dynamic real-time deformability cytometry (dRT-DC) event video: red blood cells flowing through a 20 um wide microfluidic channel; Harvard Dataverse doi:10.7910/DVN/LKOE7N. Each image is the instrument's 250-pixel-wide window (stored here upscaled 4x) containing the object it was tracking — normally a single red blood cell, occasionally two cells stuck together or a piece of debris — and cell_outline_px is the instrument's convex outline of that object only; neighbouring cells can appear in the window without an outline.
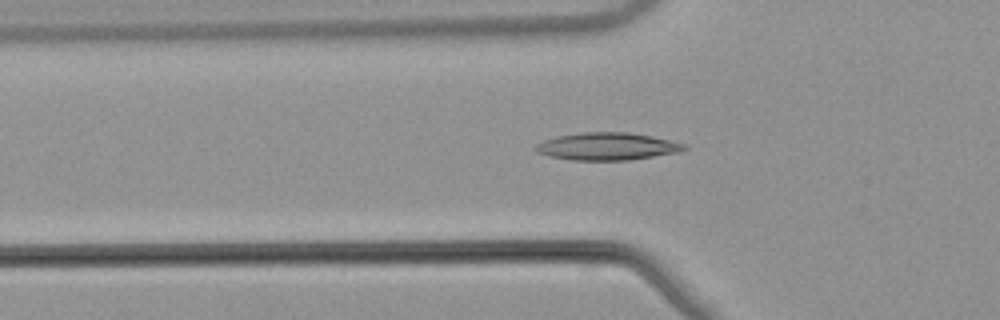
{"species": "common noctule bat (a hibernating species)", "species_latin": "Nyctalus noctula", "temperature_condition": "warm", "stored_images_in_passage": 53, "camera_frame_rate_fps": 3000, "um_per_image_px": 0.085, "animal": {"sex": "male", "body_mass_g": 21.5, "forearm_length_mm": 52.0}, "frame": {"image": 1, "passage_image": 18, "time_ms": 5.667, "image_size_px": [1000, 320], "cell_outline_px": [[688, 148], [680, 152], [628, 160], [572, 160], [552, 156], [536, 152], [532, 148], [536, 144], [544, 140], [556, 136], [584, 132], [628, 132], [652, 136], [688, 144]], "centroid_in_image_um": [51.63, 12.44], "position_along_channel_um": 74.2, "area_um2": 23.87}}
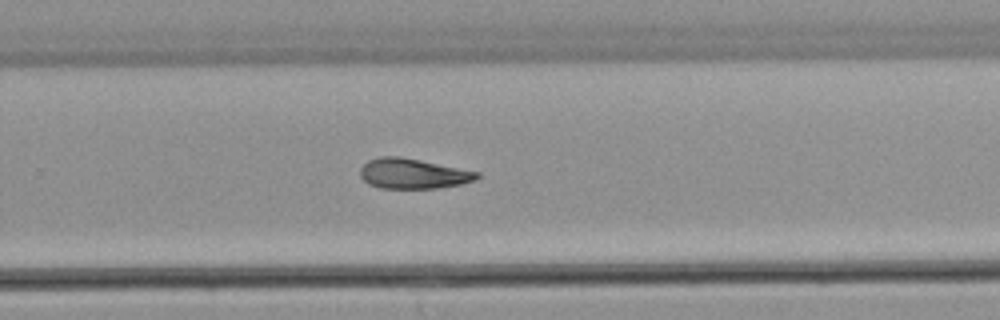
{"frame": {"image": 2, "passage_image": 35, "time_ms": 11.333, "image_size_px": [1000, 320], "cell_outline_px": [[480, 176], [476, 180], [460, 184], [436, 188], [380, 188], [368, 184], [360, 176], [360, 168], [368, 160], [380, 156], [396, 156], [420, 160], [480, 172]], "centroid_in_image_um": [35.09, 14.76], "position_along_channel_um": 294.7, "area_um2": 20.46}}
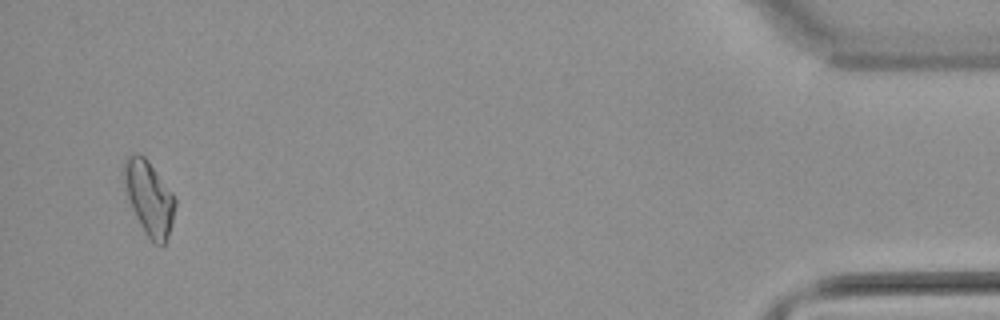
{"frame": {"image": 3, "passage_image": 51, "time_ms": 16.667, "image_size_px": [1000, 320], "cell_outline_px": [[176, 204], [172, 224], [168, 236], [164, 244], [160, 248], [144, 232], [132, 208], [128, 196], [124, 180], [124, 160], [128, 156], [136, 152], [140, 152], [148, 160], [172, 192], [176, 200]], "centroid_in_image_um": [12.69, 16.81], "position_along_channel_um": 422.5, "area_um2": 21.91}}